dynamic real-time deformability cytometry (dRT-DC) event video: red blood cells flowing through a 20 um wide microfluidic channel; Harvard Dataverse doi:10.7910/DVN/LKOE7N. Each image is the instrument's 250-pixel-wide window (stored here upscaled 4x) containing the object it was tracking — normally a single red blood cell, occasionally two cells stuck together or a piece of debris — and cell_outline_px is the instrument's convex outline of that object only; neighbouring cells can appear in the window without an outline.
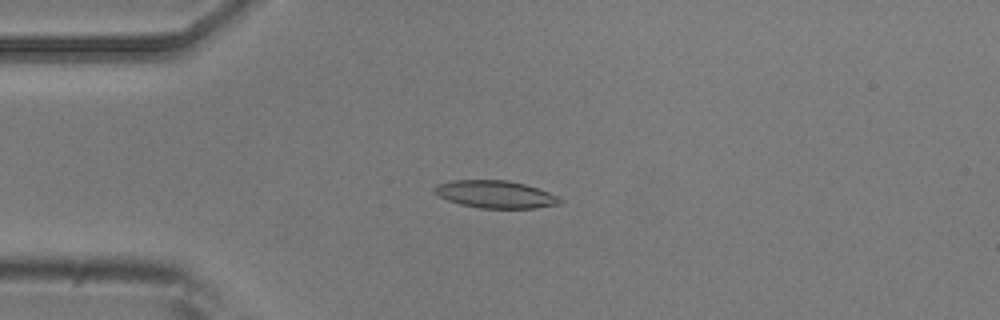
{"species": "common noctule bat (a hibernating species)", "species_latin": "Nyctalus noctula", "temperature_condition": "room temperature", "stored_images_in_passage": 43, "camera_frame_rate_fps": 3000, "um_per_image_px": 0.085, "animal": {"sex": "male", "body_mass_g": 20.5, "forearm_length_mm": 52.5}, "frame": {"image": 1, "passage_image": 4, "time_ms": 1.0, "image_size_px": [1000, 320], "cell_outline_px": [[564, 200], [560, 204], [536, 208], [480, 208], [460, 204], [448, 200], [432, 192], [432, 188], [436, 184], [452, 180], [508, 180], [524, 184], [548, 192]], "centroid_in_image_um": [42.07, 16.51], "position_along_channel_um": 42.9, "area_um2": 20.11}}
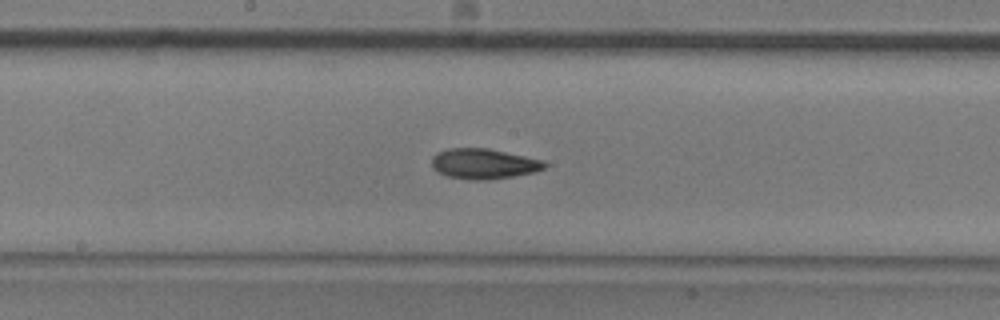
{"frame": {"image": 2, "passage_image": 18, "time_ms": 5.667, "image_size_px": [1000, 320], "cell_outline_px": [[548, 164], [544, 168], [536, 172], [488, 180], [472, 180], [448, 176], [432, 168], [432, 156], [436, 152], [448, 148], [488, 148], [544, 160]], "centroid_in_image_um": [41.12, 13.91], "position_along_channel_um": 207.1, "area_um2": 20.0}}
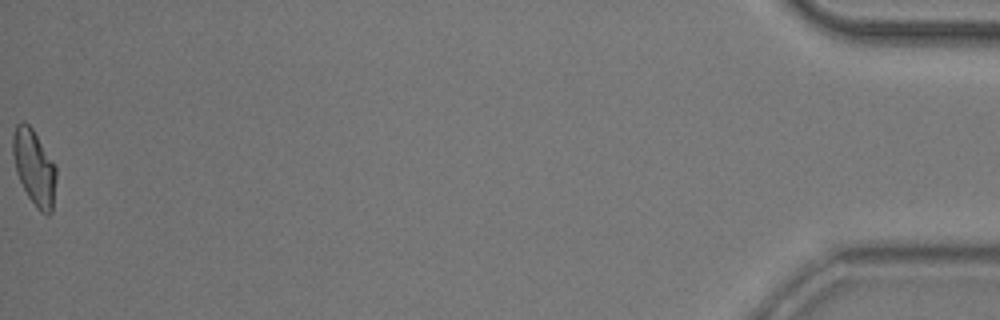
{"frame": {"image": 3, "passage_image": 43, "time_ms": 14.0, "image_size_px": [1000, 320], "cell_outline_px": [[56, 180], [52, 212], [48, 216], [40, 212], [36, 208], [28, 196], [16, 172], [12, 152], [12, 136], [16, 124], [20, 120], [24, 120], [32, 128], [56, 164]], "centroid_in_image_um": [2.91, 14.22], "position_along_channel_um": 432.3, "area_um2": 19.36}}